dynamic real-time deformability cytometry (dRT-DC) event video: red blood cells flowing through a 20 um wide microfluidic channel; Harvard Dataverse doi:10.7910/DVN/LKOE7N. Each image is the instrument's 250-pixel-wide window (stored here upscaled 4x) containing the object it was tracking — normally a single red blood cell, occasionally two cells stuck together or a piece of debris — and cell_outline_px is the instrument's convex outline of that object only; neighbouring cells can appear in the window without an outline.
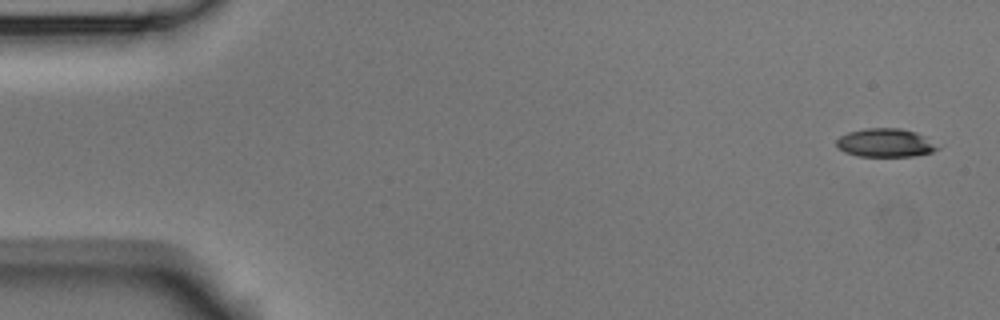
{"species": "Egyptian fruit bat (a non-hibernating species)", "species_latin": "Rousettus aegyptiacus", "temperature_condition": "room temperature", "stored_images_in_passage": 5, "camera_frame_rate_fps": 3000, "um_per_image_px": 0.085, "animal": {"sex": "male"}, "frame": {"image": 1, "passage_image": 1, "time_ms": 0.0, "image_size_px": [1000, 320], "cell_outline_px": [[940, 148], [932, 152], [912, 156], [856, 156], [844, 152], [836, 148], [836, 140], [840, 136], [848, 132], [864, 128], [900, 128], [916, 132], [924, 136]], "centroid_in_image_um": [75.2, 12.14], "position_along_channel_um": 9.8, "area_um2": 16.82}}